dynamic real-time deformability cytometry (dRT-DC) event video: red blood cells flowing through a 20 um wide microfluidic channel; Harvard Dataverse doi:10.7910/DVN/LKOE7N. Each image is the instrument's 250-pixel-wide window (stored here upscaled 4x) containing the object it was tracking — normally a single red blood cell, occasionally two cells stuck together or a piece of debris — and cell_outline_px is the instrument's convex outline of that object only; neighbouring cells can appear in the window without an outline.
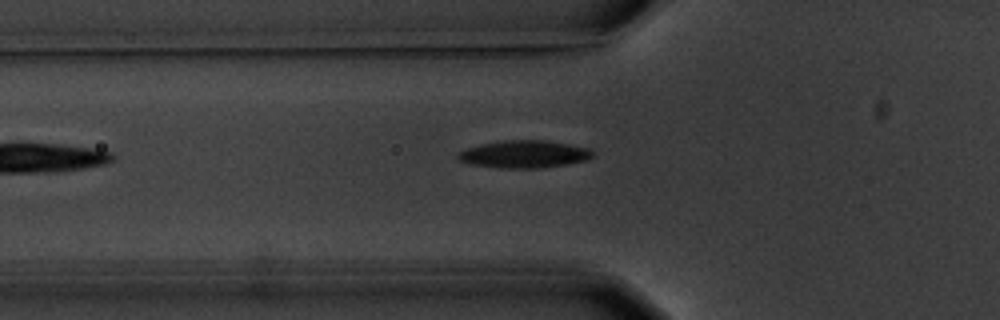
{"species": "common noctule bat (a hibernating species)", "species_latin": "Nyctalus noctula", "temperature_condition": "warm", "stored_images_in_passage": 6, "camera_frame_rate_fps": 3000, "um_per_image_px": 0.085, "animal": {"sex": "male", "body_mass_g": 20.1, "forearm_length_mm": 53.5}, "frame": {"image": 1, "passage_image": 6, "time_ms": 6.0, "image_size_px": [1000, 320], "cell_outline_px": [[592, 156], [584, 160], [568, 164], [540, 168], [500, 168], [472, 164], [460, 160], [456, 156], [460, 152], [468, 148], [480, 144], [504, 140], [544, 140], [568, 144], [588, 148], [592, 152]], "centroid_in_image_um": [44.54, 13.1], "position_along_channel_um": 81.3, "area_um2": 21.27}}